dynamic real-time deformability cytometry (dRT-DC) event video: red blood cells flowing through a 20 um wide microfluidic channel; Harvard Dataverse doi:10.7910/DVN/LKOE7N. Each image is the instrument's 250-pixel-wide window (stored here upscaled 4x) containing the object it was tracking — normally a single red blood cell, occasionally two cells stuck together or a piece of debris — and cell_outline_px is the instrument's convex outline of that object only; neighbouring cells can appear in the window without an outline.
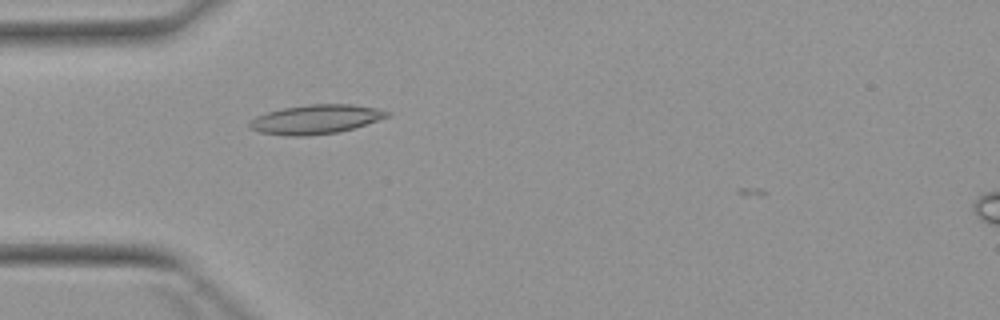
{"species": "Egyptian fruit bat (a non-hibernating species)", "species_latin": "Rousettus aegyptiacus", "temperature_condition": "warm", "stored_images_in_passage": 2, "camera_frame_rate_fps": 3000, "um_per_image_px": 0.085, "animal": {"sex": "female"}, "frame": {"image": 1, "passage_image": 1, "time_ms": 0.0, "image_size_px": [1000, 320], "cell_outline_px": [[392, 116], [356, 128], [340, 132], [308, 136], [288, 136], [260, 132], [252, 128], [248, 124], [256, 116], [268, 112], [284, 108], [308, 104], [352, 104], [376, 108], [392, 112]], "centroid_in_image_um": [26.93, 10.14], "position_along_channel_um": 58.1, "area_um2": 23.58}}